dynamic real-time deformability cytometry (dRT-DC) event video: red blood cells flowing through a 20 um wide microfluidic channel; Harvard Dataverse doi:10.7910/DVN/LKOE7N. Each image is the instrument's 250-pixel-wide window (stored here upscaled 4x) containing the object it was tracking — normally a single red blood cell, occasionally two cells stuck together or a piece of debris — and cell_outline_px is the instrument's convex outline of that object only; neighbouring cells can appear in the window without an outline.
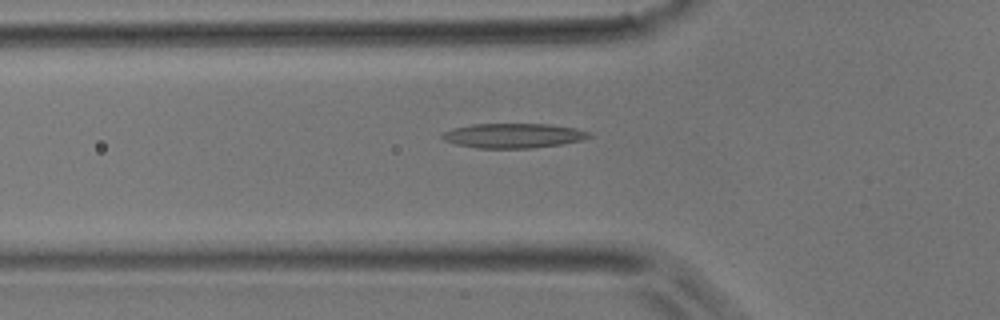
{"species": "common noctule bat (a hibernating species)", "species_latin": "Nyctalus noctula", "temperature_condition": "room temperature", "stored_images_in_passage": 43, "camera_frame_rate_fps": 3000, "um_per_image_px": 0.085, "animal": {"sex": "male", "body_mass_g": 17.9}, "frame": {"image": 1, "passage_image": 15, "time_ms": 4.667, "image_size_px": [1000, 320], "cell_outline_px": [[592, 136], [580, 140], [564, 144], [532, 148], [476, 148], [456, 144], [444, 140], [440, 136], [444, 132], [452, 128], [472, 124], [548, 124], [576, 128], [592, 132]], "centroid_in_image_um": [43.65, 11.53], "position_along_channel_um": 82.2, "area_um2": 21.21}}
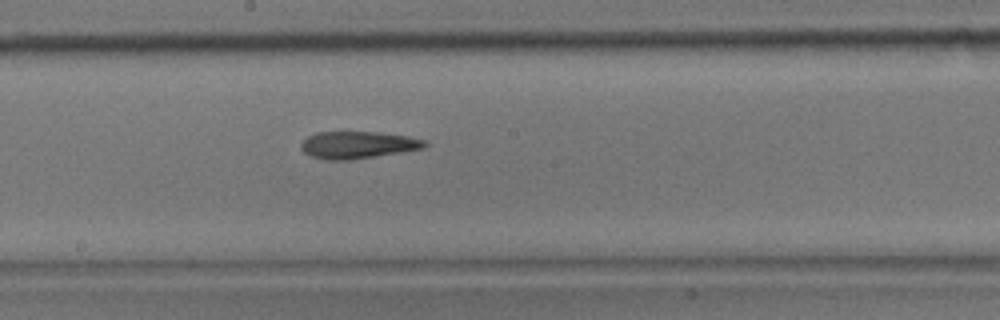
{"frame": {"image": 2, "passage_image": 24, "time_ms": 7.667, "image_size_px": [1000, 320], "cell_outline_px": [[428, 144], [424, 148], [400, 152], [348, 160], [324, 160], [308, 156], [300, 148], [300, 144], [308, 136], [316, 132], [376, 132], [408, 136], [424, 140]], "centroid_in_image_um": [30.36, 12.32], "position_along_channel_um": 217.8, "area_um2": 19.54}}
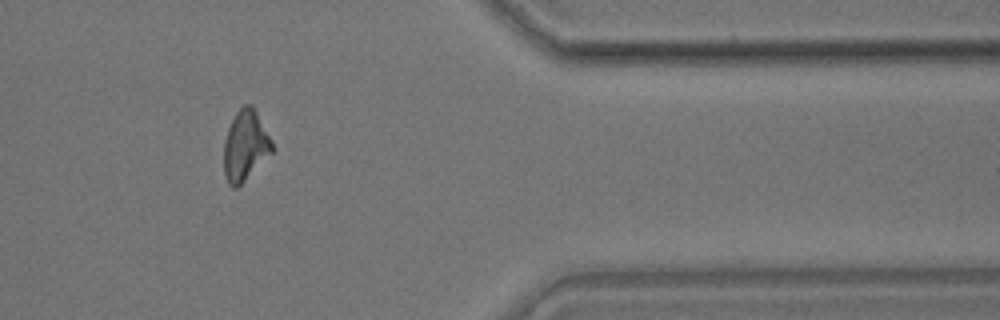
{"frame": {"image": 3, "passage_image": 37, "time_ms": 12.0, "image_size_px": [1000, 320], "cell_outline_px": [[272, 152], [236, 188], [232, 188], [228, 184], [224, 176], [224, 140], [228, 128], [236, 112], [244, 104], [252, 104], [272, 140]], "centroid_in_image_um": [20.83, 12.37], "position_along_channel_um": 390.6, "area_um2": 19.54}}